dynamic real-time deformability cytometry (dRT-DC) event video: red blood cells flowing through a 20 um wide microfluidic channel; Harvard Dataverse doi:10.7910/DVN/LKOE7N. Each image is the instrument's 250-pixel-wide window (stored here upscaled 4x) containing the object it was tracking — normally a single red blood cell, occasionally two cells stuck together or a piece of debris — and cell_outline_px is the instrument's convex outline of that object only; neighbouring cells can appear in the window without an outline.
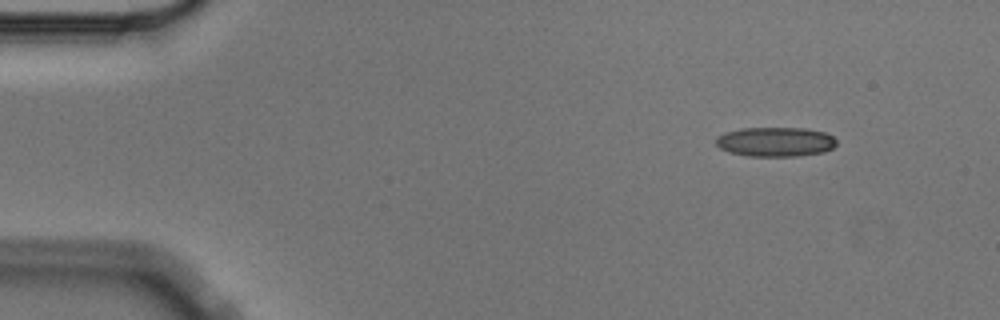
{"species": "Egyptian fruit bat (a non-hibernating species)", "species_latin": "Rousettus aegyptiacus", "temperature_condition": "cold", "stored_images_in_passage": 3, "camera_frame_rate_fps": 3000, "um_per_image_px": 0.085, "animal": {"sex": "male"}, "frame": {"image": 1, "passage_image": 1, "time_ms": 0.0, "image_size_px": [1000, 320], "cell_outline_px": [[836, 144], [832, 148], [824, 152], [796, 156], [748, 156], [728, 152], [720, 148], [716, 144], [716, 136], [724, 132], [740, 128], [804, 128], [824, 132], [832, 136], [836, 140]], "centroid_in_image_um": [65.88, 12.05], "position_along_channel_um": 19.1, "area_um2": 20.81}}